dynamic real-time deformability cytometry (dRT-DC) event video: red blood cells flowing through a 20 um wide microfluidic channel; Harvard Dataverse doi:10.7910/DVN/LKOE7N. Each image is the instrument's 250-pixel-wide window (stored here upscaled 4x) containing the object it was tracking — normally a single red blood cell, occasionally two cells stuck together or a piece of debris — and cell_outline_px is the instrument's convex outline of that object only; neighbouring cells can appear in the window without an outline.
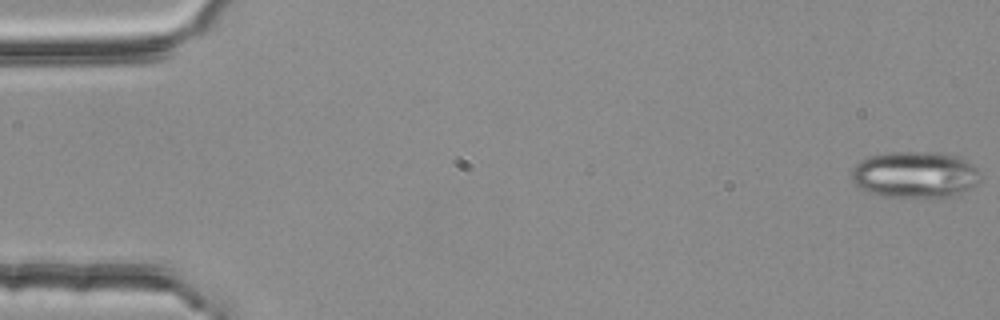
{"species": "common noctule bat (a hibernating species)", "species_latin": "Nyctalus noctula", "temperature_condition": "room temperature", "stored_images_in_passage": 3, "camera_frame_rate_fps": 3000, "um_per_image_px": 0.085, "animal": {"sex": "female", "body_mass_g": 25.1}, "frame": {"image": 1, "passage_image": 1, "time_ms": 0.0, "image_size_px": [1000, 320], "cell_outline_px": [[980, 180], [976, 184], [952, 196], [880, 196], [868, 192], [860, 188], [852, 180], [852, 168], [860, 160], [868, 156], [888, 152], [940, 152], [956, 156], [972, 164], [976, 168]], "centroid_in_image_um": [77.72, 14.82], "position_along_channel_um": 7.3, "area_um2": 34.51}}